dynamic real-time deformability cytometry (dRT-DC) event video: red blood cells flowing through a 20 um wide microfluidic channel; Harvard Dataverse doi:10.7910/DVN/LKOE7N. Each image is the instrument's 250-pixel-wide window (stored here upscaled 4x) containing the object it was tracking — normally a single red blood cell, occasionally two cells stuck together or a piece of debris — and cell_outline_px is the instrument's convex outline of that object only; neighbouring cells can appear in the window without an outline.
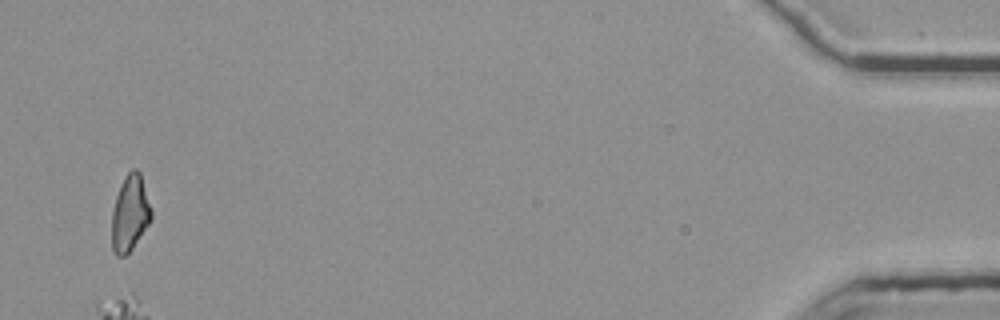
{"species": "common noctule bat (a hibernating species)", "species_latin": "Nyctalus noctula", "temperature_condition": "room temperature", "stored_images_in_passage": 54, "segment_of_instrument_passage": [2, 2], "camera_frame_rate_fps": 3000, "um_per_image_px": 0.085, "animal": {"sex": "female", "body_mass_g": 25.1}, "frame": {"image": 1, "passage_image": 53, "time_ms": 17.333, "image_size_px": [1000, 320], "cell_outline_px": [[152, 220], [132, 248], [124, 256], [116, 256], [112, 252], [112, 212], [116, 196], [120, 184], [124, 176], [132, 168], [136, 168], [140, 172], [152, 212]], "centroid_in_image_um": [11.04, 18.12], "position_along_channel_um": 424.2, "area_um2": 17.57}}